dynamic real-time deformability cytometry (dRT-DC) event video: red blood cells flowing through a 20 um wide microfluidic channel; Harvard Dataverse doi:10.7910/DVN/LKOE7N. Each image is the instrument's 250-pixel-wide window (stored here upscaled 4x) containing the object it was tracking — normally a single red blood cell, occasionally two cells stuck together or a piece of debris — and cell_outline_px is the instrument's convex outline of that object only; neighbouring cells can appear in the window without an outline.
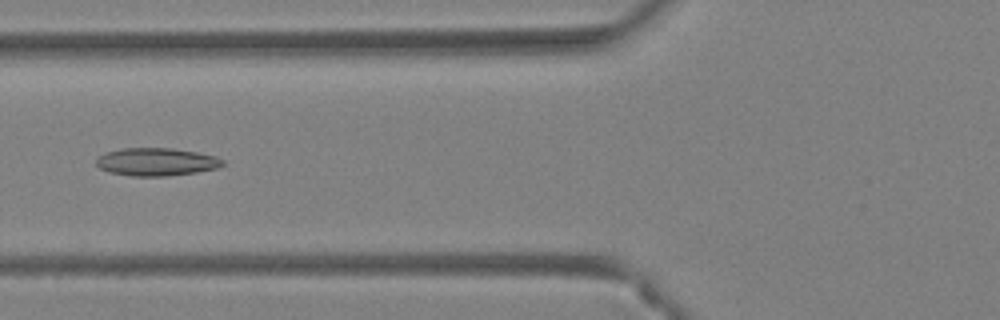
{"species": "Egyptian fruit bat (a non-hibernating species)", "species_latin": "Rousettus aegyptiacus", "temperature_condition": "warm", "stored_images_in_passage": 21, "camera_frame_rate_fps": 3000, "um_per_image_px": 0.085, "animal": {"sex": "female"}, "frame": {"image": 1, "passage_image": 6, "time_ms": 1.667, "image_size_px": [1000, 320], "cell_outline_px": [[224, 164], [216, 168], [196, 172], [164, 176], [132, 176], [108, 172], [100, 168], [96, 164], [96, 156], [104, 152], [124, 148], [172, 148], [196, 152], [216, 156], [224, 160]], "centroid_in_image_um": [13.25, 13.75], "position_along_channel_um": 112.6, "area_um2": 20.58}}
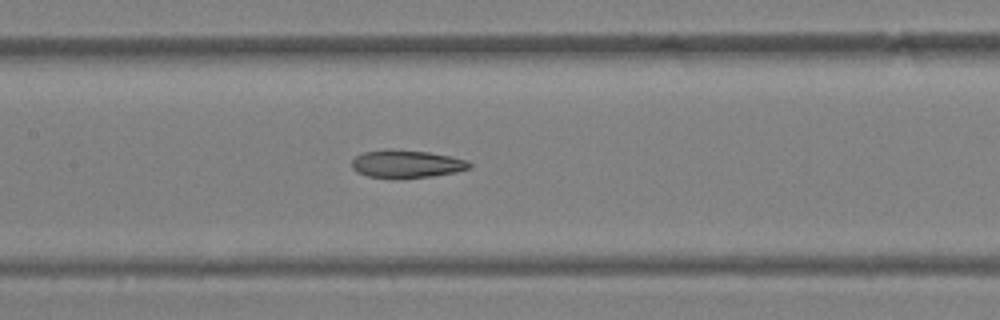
{"frame": {"image": 2, "passage_image": 10, "time_ms": 3.0, "image_size_px": [1000, 320], "cell_outline_px": [[472, 168], [456, 172], [432, 176], [396, 180], [368, 176], [356, 172], [352, 168], [352, 160], [356, 156], [364, 152], [384, 148], [388, 148], [428, 152], [452, 156], [468, 160], [472, 164]], "centroid_in_image_um": [34.56, 13.94], "position_along_channel_um": 172.8, "area_um2": 19.71}}
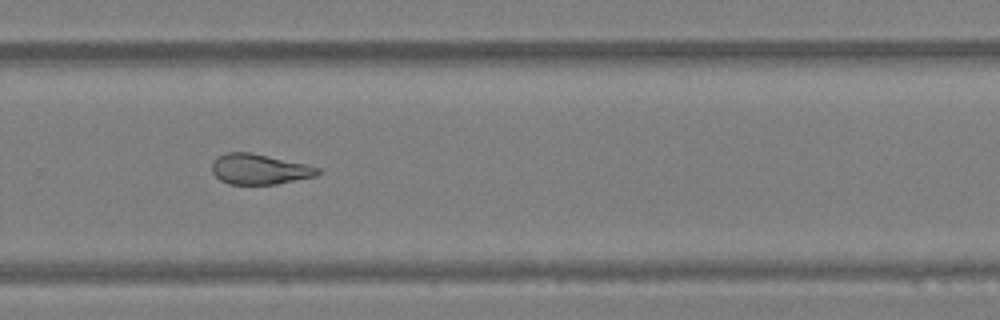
{"frame": {"image": 3, "passage_image": 19, "time_ms": 6.0, "image_size_px": [1000, 320], "cell_outline_px": [[320, 172], [316, 176], [276, 184], [228, 184], [220, 180], [212, 172], [212, 164], [220, 156], [228, 152], [252, 152], [308, 164], [320, 168]], "centroid_in_image_um": [22.08, 14.38], "position_along_channel_um": 307.7, "area_um2": 18.73}}